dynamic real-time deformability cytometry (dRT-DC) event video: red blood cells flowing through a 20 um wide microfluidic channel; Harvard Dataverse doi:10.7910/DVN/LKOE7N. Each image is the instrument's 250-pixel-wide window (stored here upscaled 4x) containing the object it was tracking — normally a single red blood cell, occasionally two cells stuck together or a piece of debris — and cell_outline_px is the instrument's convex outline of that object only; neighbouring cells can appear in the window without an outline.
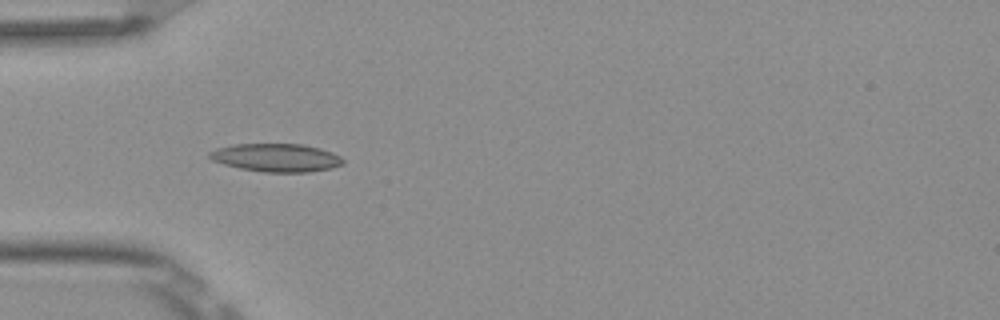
{"species": "Egyptian fruit bat (a non-hibernating species)", "species_latin": "Rousettus aegyptiacus", "temperature_condition": "room temperature", "stored_images_in_passage": 2, "camera_frame_rate_fps": 3000, "um_per_image_px": 0.085, "frame": {"image": 1, "passage_image": 2, "time_ms": 0.333, "image_size_px": [1000, 320], "cell_outline_px": [[344, 164], [332, 168], [308, 172], [264, 172], [240, 168], [224, 164], [212, 160], [208, 156], [208, 152], [216, 148], [236, 144], [304, 144], [320, 148], [332, 152], [340, 156], [344, 160]], "centroid_in_image_um": [23.5, 13.4], "position_along_channel_um": 61.5, "area_um2": 21.96}}